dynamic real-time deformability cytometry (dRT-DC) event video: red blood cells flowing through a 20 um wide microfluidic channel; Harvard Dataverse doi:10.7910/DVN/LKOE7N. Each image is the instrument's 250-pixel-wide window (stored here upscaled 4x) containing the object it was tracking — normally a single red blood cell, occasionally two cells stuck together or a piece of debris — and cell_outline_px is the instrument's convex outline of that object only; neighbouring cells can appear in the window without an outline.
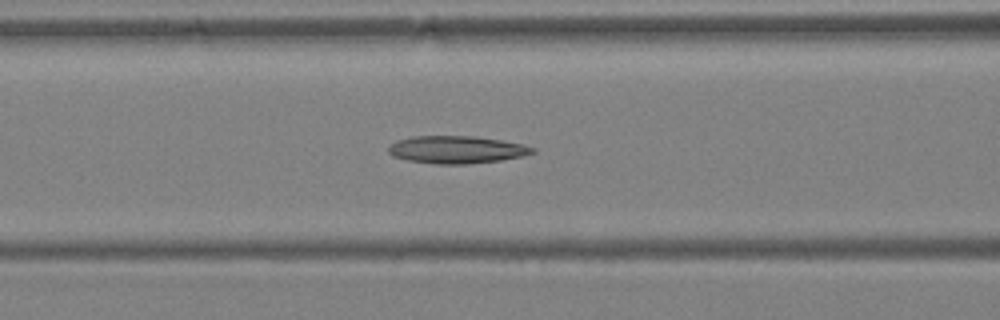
{"species": "Egyptian fruit bat (a non-hibernating species)", "species_latin": "Rousettus aegyptiacus", "temperature_condition": "warm", "stored_images_in_passage": 40, "camera_frame_rate_fps": 3000, "um_per_image_px": 0.085, "animal": {"sex": "female"}, "frame": {"image": 1, "passage_image": 17, "time_ms": 5.333, "image_size_px": [1000, 320], "cell_outline_px": [[536, 152], [524, 156], [500, 160], [468, 164], [432, 164], [404, 160], [392, 156], [388, 152], [388, 148], [396, 140], [412, 136], [476, 136], [524, 144], [536, 148]], "centroid_in_image_um": [38.81, 12.72], "position_along_channel_um": 127.8, "area_um2": 23.41}}
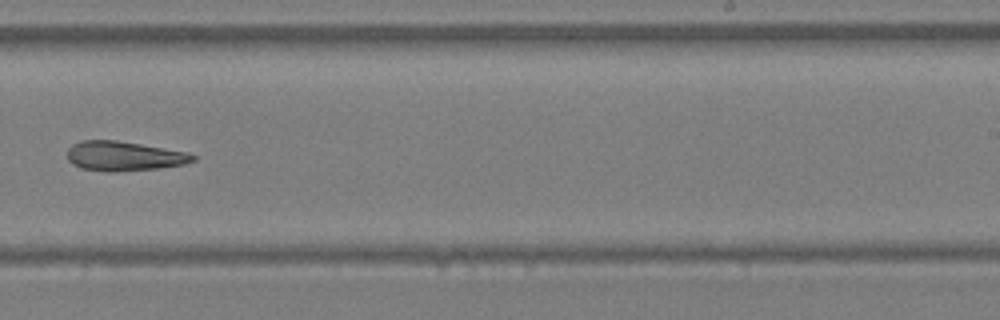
{"frame": {"image": 2, "passage_image": 26, "time_ms": 8.333, "image_size_px": [1000, 320], "cell_outline_px": [[196, 160], [184, 164], [160, 168], [112, 172], [108, 172], [80, 168], [72, 164], [68, 160], [68, 148], [72, 144], [84, 140], [116, 140], [188, 152], [196, 156]], "centroid_in_image_um": [10.53, 13.27], "position_along_channel_um": 278.5, "area_um2": 21.68}}
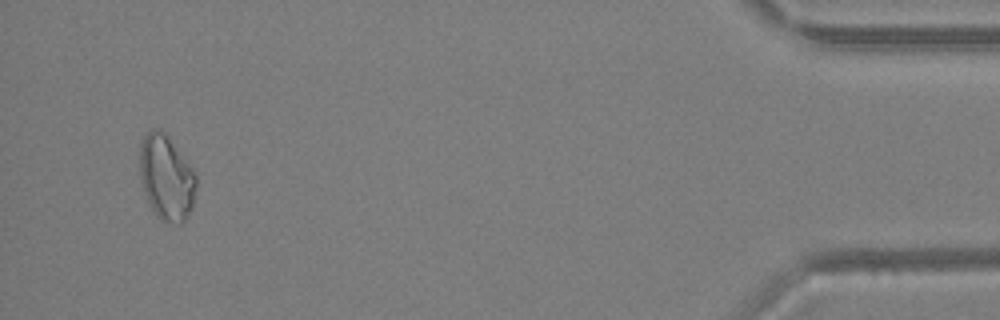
{"frame": {"image": 3, "passage_image": 39, "time_ms": 12.667, "image_size_px": [1000, 320], "cell_outline_px": [[196, 188], [192, 204], [184, 220], [180, 224], [176, 224], [160, 220], [156, 216], [144, 192], [140, 180], [140, 144], [144, 136], [152, 128], [160, 128], [168, 136], [192, 168], [196, 176]], "centroid_in_image_um": [14.12, 15.08], "position_along_channel_um": 421.1, "area_um2": 27.8}}